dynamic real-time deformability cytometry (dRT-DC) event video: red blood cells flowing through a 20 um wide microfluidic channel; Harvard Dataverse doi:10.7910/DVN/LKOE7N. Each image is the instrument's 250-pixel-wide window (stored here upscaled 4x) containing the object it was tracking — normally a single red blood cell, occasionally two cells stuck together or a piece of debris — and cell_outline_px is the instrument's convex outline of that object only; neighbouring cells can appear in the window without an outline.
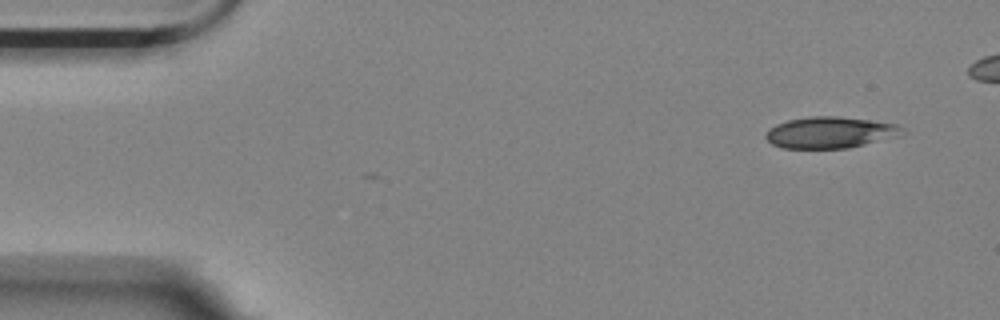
{"species": "Egyptian fruit bat (a non-hibernating species)", "species_latin": "Rousettus aegyptiacus", "temperature_condition": "room temperature", "stored_images_in_passage": 46, "camera_frame_rate_fps": 3000, "um_per_image_px": 0.085, "animal": {"sex": "female"}, "frame": {"image": 1, "passage_image": 1, "time_ms": 0.0, "image_size_px": [1000, 320], "cell_outline_px": [[904, 128], [900, 136], [848, 148], [780, 148], [772, 144], [764, 136], [776, 124], [788, 120], [812, 116], [840, 116], [896, 124]], "centroid_in_image_um": [70.57, 11.26], "position_along_channel_um": 14.4, "area_um2": 24.8}}
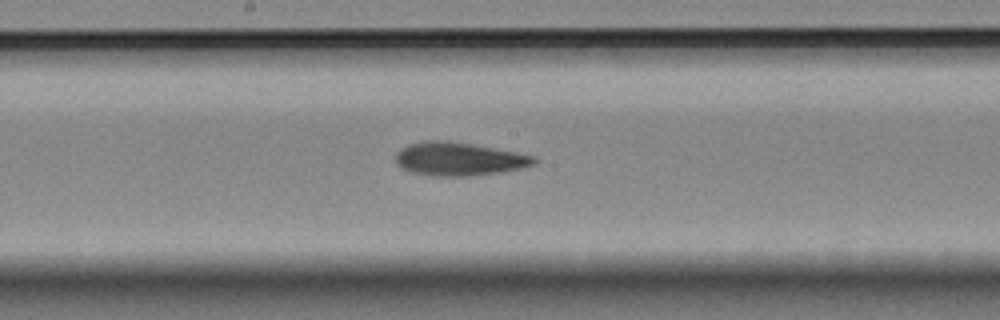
{"frame": {"image": 2, "passage_image": 25, "time_ms": 8.0, "image_size_px": [1000, 320], "cell_outline_px": [[536, 164], [520, 168], [500, 172], [464, 176], [436, 176], [412, 172], [396, 164], [396, 152], [400, 148], [408, 144], [424, 140], [448, 140], [472, 144], [516, 152], [536, 156]], "centroid_in_image_um": [38.99, 13.49], "position_along_channel_um": 209.2, "area_um2": 26.82}}
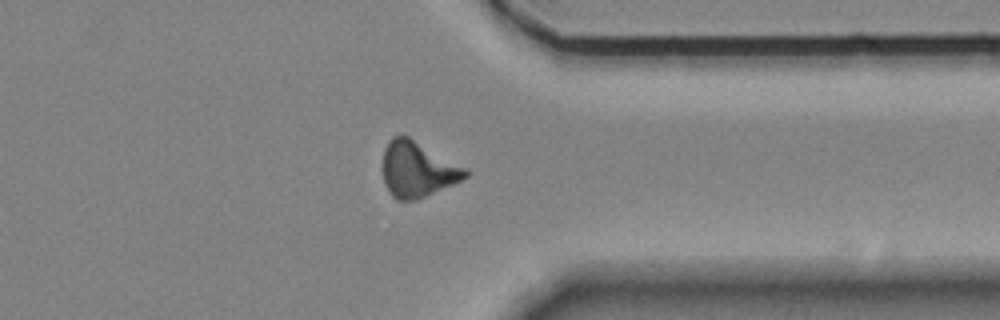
{"frame": {"image": 3, "passage_image": 40, "time_ms": 13.0, "image_size_px": [1000, 320], "cell_outline_px": [[472, 172], [468, 176], [452, 184], [416, 200], [396, 200], [392, 196], [384, 184], [384, 148], [388, 140], [392, 136], [408, 136], [468, 168]], "centroid_in_image_um": [35.51, 14.39], "position_along_channel_um": 375.9, "area_um2": 26.7}}